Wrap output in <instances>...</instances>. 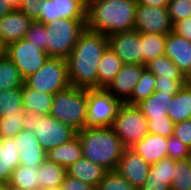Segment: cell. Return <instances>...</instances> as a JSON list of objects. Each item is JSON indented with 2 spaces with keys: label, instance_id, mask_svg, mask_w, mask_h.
<instances>
[{
  "label": "cell",
  "instance_id": "obj_1",
  "mask_svg": "<svg viewBox=\"0 0 191 190\" xmlns=\"http://www.w3.org/2000/svg\"><path fill=\"white\" fill-rule=\"evenodd\" d=\"M108 47V36L85 29L66 58L70 86L98 88V65Z\"/></svg>",
  "mask_w": 191,
  "mask_h": 190
},
{
  "label": "cell",
  "instance_id": "obj_2",
  "mask_svg": "<svg viewBox=\"0 0 191 190\" xmlns=\"http://www.w3.org/2000/svg\"><path fill=\"white\" fill-rule=\"evenodd\" d=\"M137 0H102L86 9V29L111 35L135 28Z\"/></svg>",
  "mask_w": 191,
  "mask_h": 190
},
{
  "label": "cell",
  "instance_id": "obj_3",
  "mask_svg": "<svg viewBox=\"0 0 191 190\" xmlns=\"http://www.w3.org/2000/svg\"><path fill=\"white\" fill-rule=\"evenodd\" d=\"M82 144L83 157L116 170L126 147L111 127L83 128L76 134Z\"/></svg>",
  "mask_w": 191,
  "mask_h": 190
},
{
  "label": "cell",
  "instance_id": "obj_4",
  "mask_svg": "<svg viewBox=\"0 0 191 190\" xmlns=\"http://www.w3.org/2000/svg\"><path fill=\"white\" fill-rule=\"evenodd\" d=\"M23 130L34 132L41 147L47 151L69 142L77 134L71 126L55 119L50 114L40 115L32 110H25Z\"/></svg>",
  "mask_w": 191,
  "mask_h": 190
},
{
  "label": "cell",
  "instance_id": "obj_5",
  "mask_svg": "<svg viewBox=\"0 0 191 190\" xmlns=\"http://www.w3.org/2000/svg\"><path fill=\"white\" fill-rule=\"evenodd\" d=\"M49 114L76 131L82 130L87 115V88L69 86L56 93Z\"/></svg>",
  "mask_w": 191,
  "mask_h": 190
},
{
  "label": "cell",
  "instance_id": "obj_6",
  "mask_svg": "<svg viewBox=\"0 0 191 190\" xmlns=\"http://www.w3.org/2000/svg\"><path fill=\"white\" fill-rule=\"evenodd\" d=\"M46 53L49 57L66 59L79 36L86 29V19L60 18L45 24Z\"/></svg>",
  "mask_w": 191,
  "mask_h": 190
},
{
  "label": "cell",
  "instance_id": "obj_7",
  "mask_svg": "<svg viewBox=\"0 0 191 190\" xmlns=\"http://www.w3.org/2000/svg\"><path fill=\"white\" fill-rule=\"evenodd\" d=\"M24 84L33 90L53 95L68 88L66 59L49 57L37 72L24 79Z\"/></svg>",
  "mask_w": 191,
  "mask_h": 190
},
{
  "label": "cell",
  "instance_id": "obj_8",
  "mask_svg": "<svg viewBox=\"0 0 191 190\" xmlns=\"http://www.w3.org/2000/svg\"><path fill=\"white\" fill-rule=\"evenodd\" d=\"M121 104L105 88H87L84 128L111 127Z\"/></svg>",
  "mask_w": 191,
  "mask_h": 190
},
{
  "label": "cell",
  "instance_id": "obj_9",
  "mask_svg": "<svg viewBox=\"0 0 191 190\" xmlns=\"http://www.w3.org/2000/svg\"><path fill=\"white\" fill-rule=\"evenodd\" d=\"M126 148H131L149 132L147 118L137 105L122 103L111 126Z\"/></svg>",
  "mask_w": 191,
  "mask_h": 190
},
{
  "label": "cell",
  "instance_id": "obj_10",
  "mask_svg": "<svg viewBox=\"0 0 191 190\" xmlns=\"http://www.w3.org/2000/svg\"><path fill=\"white\" fill-rule=\"evenodd\" d=\"M6 55L18 68L24 79L37 72L49 58L46 51L25 39L8 44Z\"/></svg>",
  "mask_w": 191,
  "mask_h": 190
},
{
  "label": "cell",
  "instance_id": "obj_11",
  "mask_svg": "<svg viewBox=\"0 0 191 190\" xmlns=\"http://www.w3.org/2000/svg\"><path fill=\"white\" fill-rule=\"evenodd\" d=\"M108 46L124 64L144 65L141 33L137 30L117 32L109 35Z\"/></svg>",
  "mask_w": 191,
  "mask_h": 190
},
{
  "label": "cell",
  "instance_id": "obj_12",
  "mask_svg": "<svg viewBox=\"0 0 191 190\" xmlns=\"http://www.w3.org/2000/svg\"><path fill=\"white\" fill-rule=\"evenodd\" d=\"M172 29L167 7L137 5L134 30L139 33L169 34Z\"/></svg>",
  "mask_w": 191,
  "mask_h": 190
},
{
  "label": "cell",
  "instance_id": "obj_13",
  "mask_svg": "<svg viewBox=\"0 0 191 190\" xmlns=\"http://www.w3.org/2000/svg\"><path fill=\"white\" fill-rule=\"evenodd\" d=\"M38 10L36 21L44 24L60 18L86 19V8L80 0H41Z\"/></svg>",
  "mask_w": 191,
  "mask_h": 190
},
{
  "label": "cell",
  "instance_id": "obj_14",
  "mask_svg": "<svg viewBox=\"0 0 191 190\" xmlns=\"http://www.w3.org/2000/svg\"><path fill=\"white\" fill-rule=\"evenodd\" d=\"M144 69L145 66L141 64H124L105 89L114 98L125 103L130 98Z\"/></svg>",
  "mask_w": 191,
  "mask_h": 190
},
{
  "label": "cell",
  "instance_id": "obj_15",
  "mask_svg": "<svg viewBox=\"0 0 191 190\" xmlns=\"http://www.w3.org/2000/svg\"><path fill=\"white\" fill-rule=\"evenodd\" d=\"M150 164L133 149L126 148L116 171L138 190L147 180Z\"/></svg>",
  "mask_w": 191,
  "mask_h": 190
},
{
  "label": "cell",
  "instance_id": "obj_16",
  "mask_svg": "<svg viewBox=\"0 0 191 190\" xmlns=\"http://www.w3.org/2000/svg\"><path fill=\"white\" fill-rule=\"evenodd\" d=\"M13 139L19 152V163L24 167H39L46 159V151L41 147L34 132L22 130Z\"/></svg>",
  "mask_w": 191,
  "mask_h": 190
},
{
  "label": "cell",
  "instance_id": "obj_17",
  "mask_svg": "<svg viewBox=\"0 0 191 190\" xmlns=\"http://www.w3.org/2000/svg\"><path fill=\"white\" fill-rule=\"evenodd\" d=\"M164 55L168 57L183 73L191 78V41L176 35L167 34Z\"/></svg>",
  "mask_w": 191,
  "mask_h": 190
},
{
  "label": "cell",
  "instance_id": "obj_18",
  "mask_svg": "<svg viewBox=\"0 0 191 190\" xmlns=\"http://www.w3.org/2000/svg\"><path fill=\"white\" fill-rule=\"evenodd\" d=\"M32 20L15 9L0 19V39L6 44L24 39Z\"/></svg>",
  "mask_w": 191,
  "mask_h": 190
},
{
  "label": "cell",
  "instance_id": "obj_19",
  "mask_svg": "<svg viewBox=\"0 0 191 190\" xmlns=\"http://www.w3.org/2000/svg\"><path fill=\"white\" fill-rule=\"evenodd\" d=\"M131 149L149 164H154L167 157V138L148 133L142 140L136 142Z\"/></svg>",
  "mask_w": 191,
  "mask_h": 190
},
{
  "label": "cell",
  "instance_id": "obj_20",
  "mask_svg": "<svg viewBox=\"0 0 191 190\" xmlns=\"http://www.w3.org/2000/svg\"><path fill=\"white\" fill-rule=\"evenodd\" d=\"M108 170L103 166L81 157L66 168L67 175L92 185L95 189Z\"/></svg>",
  "mask_w": 191,
  "mask_h": 190
},
{
  "label": "cell",
  "instance_id": "obj_21",
  "mask_svg": "<svg viewBox=\"0 0 191 190\" xmlns=\"http://www.w3.org/2000/svg\"><path fill=\"white\" fill-rule=\"evenodd\" d=\"M83 157L82 144L76 135L69 142L46 151V159L65 168Z\"/></svg>",
  "mask_w": 191,
  "mask_h": 190
},
{
  "label": "cell",
  "instance_id": "obj_22",
  "mask_svg": "<svg viewBox=\"0 0 191 190\" xmlns=\"http://www.w3.org/2000/svg\"><path fill=\"white\" fill-rule=\"evenodd\" d=\"M16 149L13 138H0V183L8 184L11 173L20 165Z\"/></svg>",
  "mask_w": 191,
  "mask_h": 190
},
{
  "label": "cell",
  "instance_id": "obj_23",
  "mask_svg": "<svg viewBox=\"0 0 191 190\" xmlns=\"http://www.w3.org/2000/svg\"><path fill=\"white\" fill-rule=\"evenodd\" d=\"M173 95L155 91L146 100L137 104V107L149 120L150 118H163L168 114V108L172 102Z\"/></svg>",
  "mask_w": 191,
  "mask_h": 190
},
{
  "label": "cell",
  "instance_id": "obj_24",
  "mask_svg": "<svg viewBox=\"0 0 191 190\" xmlns=\"http://www.w3.org/2000/svg\"><path fill=\"white\" fill-rule=\"evenodd\" d=\"M66 174L65 167L45 159L38 167V185L40 189L60 188Z\"/></svg>",
  "mask_w": 191,
  "mask_h": 190
},
{
  "label": "cell",
  "instance_id": "obj_25",
  "mask_svg": "<svg viewBox=\"0 0 191 190\" xmlns=\"http://www.w3.org/2000/svg\"><path fill=\"white\" fill-rule=\"evenodd\" d=\"M53 94L40 92L27 87L25 84L22 87V103L24 110H32L40 115L50 113Z\"/></svg>",
  "mask_w": 191,
  "mask_h": 190
},
{
  "label": "cell",
  "instance_id": "obj_26",
  "mask_svg": "<svg viewBox=\"0 0 191 190\" xmlns=\"http://www.w3.org/2000/svg\"><path fill=\"white\" fill-rule=\"evenodd\" d=\"M123 65L124 63L121 61V59L108 46L104 51L97 68L98 88H106V86H108V84L114 79Z\"/></svg>",
  "mask_w": 191,
  "mask_h": 190
},
{
  "label": "cell",
  "instance_id": "obj_27",
  "mask_svg": "<svg viewBox=\"0 0 191 190\" xmlns=\"http://www.w3.org/2000/svg\"><path fill=\"white\" fill-rule=\"evenodd\" d=\"M167 115L174 123L191 118V84L189 82L173 95Z\"/></svg>",
  "mask_w": 191,
  "mask_h": 190
},
{
  "label": "cell",
  "instance_id": "obj_28",
  "mask_svg": "<svg viewBox=\"0 0 191 190\" xmlns=\"http://www.w3.org/2000/svg\"><path fill=\"white\" fill-rule=\"evenodd\" d=\"M145 68L155 77L170 80H189L184 73L165 55H161L145 64Z\"/></svg>",
  "mask_w": 191,
  "mask_h": 190
},
{
  "label": "cell",
  "instance_id": "obj_29",
  "mask_svg": "<svg viewBox=\"0 0 191 190\" xmlns=\"http://www.w3.org/2000/svg\"><path fill=\"white\" fill-rule=\"evenodd\" d=\"M24 78L18 68L6 56L0 58V91L22 88Z\"/></svg>",
  "mask_w": 191,
  "mask_h": 190
},
{
  "label": "cell",
  "instance_id": "obj_30",
  "mask_svg": "<svg viewBox=\"0 0 191 190\" xmlns=\"http://www.w3.org/2000/svg\"><path fill=\"white\" fill-rule=\"evenodd\" d=\"M167 34L141 33L144 66L149 61L164 55Z\"/></svg>",
  "mask_w": 191,
  "mask_h": 190
},
{
  "label": "cell",
  "instance_id": "obj_31",
  "mask_svg": "<svg viewBox=\"0 0 191 190\" xmlns=\"http://www.w3.org/2000/svg\"><path fill=\"white\" fill-rule=\"evenodd\" d=\"M37 173L38 167L19 165L11 173L8 184L29 190H40Z\"/></svg>",
  "mask_w": 191,
  "mask_h": 190
},
{
  "label": "cell",
  "instance_id": "obj_32",
  "mask_svg": "<svg viewBox=\"0 0 191 190\" xmlns=\"http://www.w3.org/2000/svg\"><path fill=\"white\" fill-rule=\"evenodd\" d=\"M155 79V75L145 68L130 98L125 103L137 105L151 96L155 92Z\"/></svg>",
  "mask_w": 191,
  "mask_h": 190
},
{
  "label": "cell",
  "instance_id": "obj_33",
  "mask_svg": "<svg viewBox=\"0 0 191 190\" xmlns=\"http://www.w3.org/2000/svg\"><path fill=\"white\" fill-rule=\"evenodd\" d=\"M22 109V88L0 91V118Z\"/></svg>",
  "mask_w": 191,
  "mask_h": 190
},
{
  "label": "cell",
  "instance_id": "obj_34",
  "mask_svg": "<svg viewBox=\"0 0 191 190\" xmlns=\"http://www.w3.org/2000/svg\"><path fill=\"white\" fill-rule=\"evenodd\" d=\"M171 190H191V158L175 161Z\"/></svg>",
  "mask_w": 191,
  "mask_h": 190
},
{
  "label": "cell",
  "instance_id": "obj_35",
  "mask_svg": "<svg viewBox=\"0 0 191 190\" xmlns=\"http://www.w3.org/2000/svg\"><path fill=\"white\" fill-rule=\"evenodd\" d=\"M24 117L25 110L22 109L12 115L0 118V138H13L21 132Z\"/></svg>",
  "mask_w": 191,
  "mask_h": 190
},
{
  "label": "cell",
  "instance_id": "obj_36",
  "mask_svg": "<svg viewBox=\"0 0 191 190\" xmlns=\"http://www.w3.org/2000/svg\"><path fill=\"white\" fill-rule=\"evenodd\" d=\"M175 160L166 157L157 163L150 164L147 179L158 181H169L172 183Z\"/></svg>",
  "mask_w": 191,
  "mask_h": 190
},
{
  "label": "cell",
  "instance_id": "obj_37",
  "mask_svg": "<svg viewBox=\"0 0 191 190\" xmlns=\"http://www.w3.org/2000/svg\"><path fill=\"white\" fill-rule=\"evenodd\" d=\"M96 190H138L116 170L107 171Z\"/></svg>",
  "mask_w": 191,
  "mask_h": 190
},
{
  "label": "cell",
  "instance_id": "obj_38",
  "mask_svg": "<svg viewBox=\"0 0 191 190\" xmlns=\"http://www.w3.org/2000/svg\"><path fill=\"white\" fill-rule=\"evenodd\" d=\"M24 39L34 44L36 47L46 51V27L45 24L39 21H32Z\"/></svg>",
  "mask_w": 191,
  "mask_h": 190
},
{
  "label": "cell",
  "instance_id": "obj_39",
  "mask_svg": "<svg viewBox=\"0 0 191 190\" xmlns=\"http://www.w3.org/2000/svg\"><path fill=\"white\" fill-rule=\"evenodd\" d=\"M174 125L175 123L168 115L163 116V118H150L147 120L149 133L166 138L173 136Z\"/></svg>",
  "mask_w": 191,
  "mask_h": 190
},
{
  "label": "cell",
  "instance_id": "obj_40",
  "mask_svg": "<svg viewBox=\"0 0 191 190\" xmlns=\"http://www.w3.org/2000/svg\"><path fill=\"white\" fill-rule=\"evenodd\" d=\"M167 157L179 161L191 158V149L178 138L170 136L167 138Z\"/></svg>",
  "mask_w": 191,
  "mask_h": 190
},
{
  "label": "cell",
  "instance_id": "obj_41",
  "mask_svg": "<svg viewBox=\"0 0 191 190\" xmlns=\"http://www.w3.org/2000/svg\"><path fill=\"white\" fill-rule=\"evenodd\" d=\"M167 10L172 24L191 16V0H170Z\"/></svg>",
  "mask_w": 191,
  "mask_h": 190
},
{
  "label": "cell",
  "instance_id": "obj_42",
  "mask_svg": "<svg viewBox=\"0 0 191 190\" xmlns=\"http://www.w3.org/2000/svg\"><path fill=\"white\" fill-rule=\"evenodd\" d=\"M188 82L189 80H170L162 79V77H156L155 91L170 93L171 95H174L178 93L181 88Z\"/></svg>",
  "mask_w": 191,
  "mask_h": 190
},
{
  "label": "cell",
  "instance_id": "obj_43",
  "mask_svg": "<svg viewBox=\"0 0 191 190\" xmlns=\"http://www.w3.org/2000/svg\"><path fill=\"white\" fill-rule=\"evenodd\" d=\"M173 136L178 138L191 149V118L176 122L174 125Z\"/></svg>",
  "mask_w": 191,
  "mask_h": 190
},
{
  "label": "cell",
  "instance_id": "obj_44",
  "mask_svg": "<svg viewBox=\"0 0 191 190\" xmlns=\"http://www.w3.org/2000/svg\"><path fill=\"white\" fill-rule=\"evenodd\" d=\"M41 0H22L18 10L26 14L32 21L39 18V7Z\"/></svg>",
  "mask_w": 191,
  "mask_h": 190
},
{
  "label": "cell",
  "instance_id": "obj_45",
  "mask_svg": "<svg viewBox=\"0 0 191 190\" xmlns=\"http://www.w3.org/2000/svg\"><path fill=\"white\" fill-rule=\"evenodd\" d=\"M61 190H96L92 185L82 182L76 178H73L69 175H65L62 185L60 186Z\"/></svg>",
  "mask_w": 191,
  "mask_h": 190
},
{
  "label": "cell",
  "instance_id": "obj_46",
  "mask_svg": "<svg viewBox=\"0 0 191 190\" xmlns=\"http://www.w3.org/2000/svg\"><path fill=\"white\" fill-rule=\"evenodd\" d=\"M172 32L191 41V16L175 22Z\"/></svg>",
  "mask_w": 191,
  "mask_h": 190
},
{
  "label": "cell",
  "instance_id": "obj_47",
  "mask_svg": "<svg viewBox=\"0 0 191 190\" xmlns=\"http://www.w3.org/2000/svg\"><path fill=\"white\" fill-rule=\"evenodd\" d=\"M139 190H171V183L169 181L147 179Z\"/></svg>",
  "mask_w": 191,
  "mask_h": 190
},
{
  "label": "cell",
  "instance_id": "obj_48",
  "mask_svg": "<svg viewBox=\"0 0 191 190\" xmlns=\"http://www.w3.org/2000/svg\"><path fill=\"white\" fill-rule=\"evenodd\" d=\"M170 0H137V4L154 7H167Z\"/></svg>",
  "mask_w": 191,
  "mask_h": 190
},
{
  "label": "cell",
  "instance_id": "obj_49",
  "mask_svg": "<svg viewBox=\"0 0 191 190\" xmlns=\"http://www.w3.org/2000/svg\"><path fill=\"white\" fill-rule=\"evenodd\" d=\"M13 10L14 9L8 3H5L3 0H0V19Z\"/></svg>",
  "mask_w": 191,
  "mask_h": 190
},
{
  "label": "cell",
  "instance_id": "obj_50",
  "mask_svg": "<svg viewBox=\"0 0 191 190\" xmlns=\"http://www.w3.org/2000/svg\"><path fill=\"white\" fill-rule=\"evenodd\" d=\"M5 3H8L14 10L18 9L22 0H3Z\"/></svg>",
  "mask_w": 191,
  "mask_h": 190
},
{
  "label": "cell",
  "instance_id": "obj_51",
  "mask_svg": "<svg viewBox=\"0 0 191 190\" xmlns=\"http://www.w3.org/2000/svg\"><path fill=\"white\" fill-rule=\"evenodd\" d=\"M7 45L0 39V58L6 56Z\"/></svg>",
  "mask_w": 191,
  "mask_h": 190
},
{
  "label": "cell",
  "instance_id": "obj_52",
  "mask_svg": "<svg viewBox=\"0 0 191 190\" xmlns=\"http://www.w3.org/2000/svg\"><path fill=\"white\" fill-rule=\"evenodd\" d=\"M81 3L83 4V6L87 9L88 7H90L93 3H96L98 1H102V0H80Z\"/></svg>",
  "mask_w": 191,
  "mask_h": 190
},
{
  "label": "cell",
  "instance_id": "obj_53",
  "mask_svg": "<svg viewBox=\"0 0 191 190\" xmlns=\"http://www.w3.org/2000/svg\"><path fill=\"white\" fill-rule=\"evenodd\" d=\"M8 190H29V189H25V188H20L17 186H11L8 184Z\"/></svg>",
  "mask_w": 191,
  "mask_h": 190
},
{
  "label": "cell",
  "instance_id": "obj_54",
  "mask_svg": "<svg viewBox=\"0 0 191 190\" xmlns=\"http://www.w3.org/2000/svg\"><path fill=\"white\" fill-rule=\"evenodd\" d=\"M0 190H8V184L0 183Z\"/></svg>",
  "mask_w": 191,
  "mask_h": 190
},
{
  "label": "cell",
  "instance_id": "obj_55",
  "mask_svg": "<svg viewBox=\"0 0 191 190\" xmlns=\"http://www.w3.org/2000/svg\"><path fill=\"white\" fill-rule=\"evenodd\" d=\"M40 190H61V189L60 188H57V189L49 188V189H40Z\"/></svg>",
  "mask_w": 191,
  "mask_h": 190
}]
</instances>
